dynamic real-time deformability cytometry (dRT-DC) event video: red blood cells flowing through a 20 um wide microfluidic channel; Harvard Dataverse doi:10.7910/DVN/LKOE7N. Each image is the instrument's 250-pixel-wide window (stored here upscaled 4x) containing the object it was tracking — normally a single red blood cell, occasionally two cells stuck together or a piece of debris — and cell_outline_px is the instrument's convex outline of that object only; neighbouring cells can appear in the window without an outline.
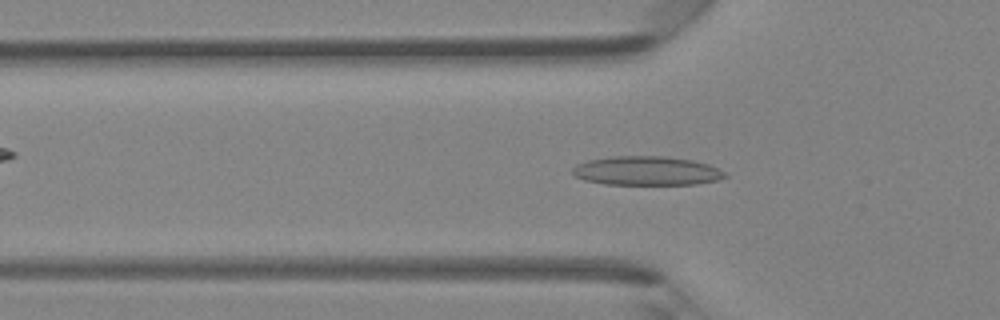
{"species": "Egyptian fruit bat (a non-hibernating species)", "species_latin": "Rousettus aegyptiacus", "temperature_condition": "room temperature", "stored_images_in_passage": 45, "camera_frame_rate_fps": 3000, "um_per_image_px": 0.085, "animal": {"sex": "female"}, "frame": {"image": 1, "passage_image": 14, "time_ms": 4.333, "image_size_px": [1000, 320], "cell_outline_px": [[728, 176], [716, 180], [696, 184], [604, 184], [584, 180], [576, 176], [572, 172], [572, 168], [576, 164], [588, 160], [612, 156], [664, 156], [692, 160], [708, 164], [724, 172]], "centroid_in_image_um": [54.93, 14.51], "position_along_channel_um": 70.9, "area_um2": 25.66}}
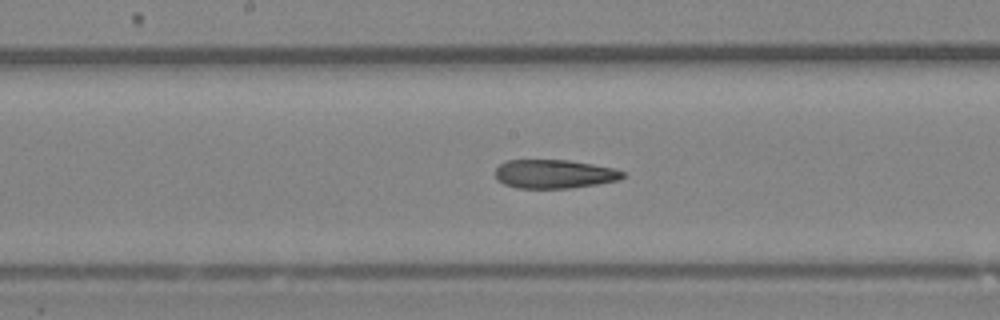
{"frame": {"image": 2, "passage_image": 23, "time_ms": 7.333, "image_size_px": [1000, 320], "cell_outline_px": [[628, 172], [620, 180], [572, 188], [516, 188], [504, 184], [496, 180], [496, 168], [500, 164], [508, 160], [568, 160], [616, 168]], "centroid_in_image_um": [47.15, 14.79], "position_along_channel_um": 201.1, "area_um2": 21.56}}
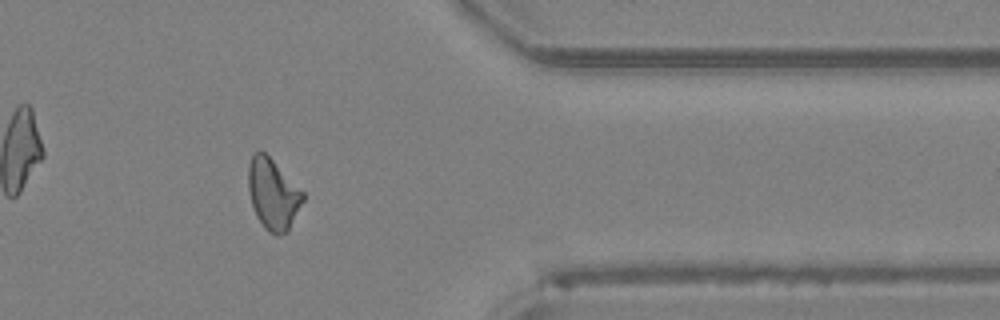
{"frame": {"image": 3, "passage_image": 37, "time_ms": 12.0, "image_size_px": [1000, 320], "cell_outline_px": [[304, 200], [288, 232], [276, 236], [268, 232], [264, 228], [256, 216], [252, 204], [248, 188], [248, 164], [252, 156], [256, 152], [264, 152], [304, 192]], "centroid_in_image_um": [23.2, 16.54], "position_along_channel_um": 388.2, "area_um2": 22.43}, "authors_computed_cell_mechanics": {"area_um2": 22.4842, "velocity_mm_per_s": 4.3618, "shape_relaxation_time_tau1_ms": null, "shape_relaxation_time_tau2_ms": 5.6778, "deformation_change_tau1": null, "deformation_change_tau2": 0.1595}}